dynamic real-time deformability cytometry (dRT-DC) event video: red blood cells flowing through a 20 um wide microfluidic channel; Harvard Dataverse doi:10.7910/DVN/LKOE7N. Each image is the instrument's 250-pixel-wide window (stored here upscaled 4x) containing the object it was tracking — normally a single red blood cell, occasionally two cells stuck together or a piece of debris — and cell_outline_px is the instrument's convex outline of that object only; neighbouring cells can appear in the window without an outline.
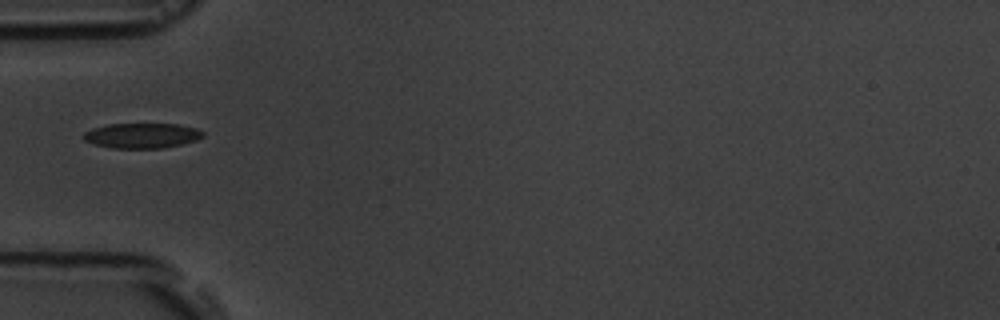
{"species": "common noctule bat (a hibernating species)", "species_latin": "Nyctalus noctula", "temperature_condition": "room temperature", "stored_images_in_passage": 4, "camera_frame_rate_fps": 3000, "um_per_image_px": 0.085, "animal": {"sex": "male", "body_mass_g": 19.5, "forearm_length_mm": 54.6}, "frame": {"image": 1, "passage_image": 1, "time_ms": 0.0, "image_size_px": [1000, 320], "cell_outline_px": [[204, 136], [196, 140], [164, 148], [112, 148], [92, 144], [84, 140], [84, 132], [92, 128], [108, 124], [180, 124], [196, 128], [204, 132]], "centroid_in_image_um": [12.06, 11.52], "position_along_channel_um": 72.9, "area_um2": 17.51}}
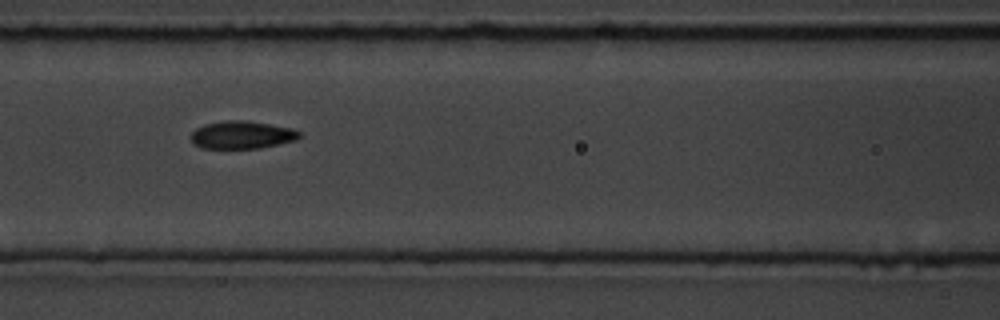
{"frame": {"image": 2, "passage_image": 3, "time_ms": 2.0, "image_size_px": [1000, 320], "cell_outline_px": [[304, 136], [296, 140], [260, 148], [200, 148], [192, 144], [192, 132], [196, 128], [204, 124], [228, 120], [248, 120], [292, 128], [300, 132]], "centroid_in_image_um": [20.58, 11.46], "position_along_channel_um": 146.0, "area_um2": 17.69}}
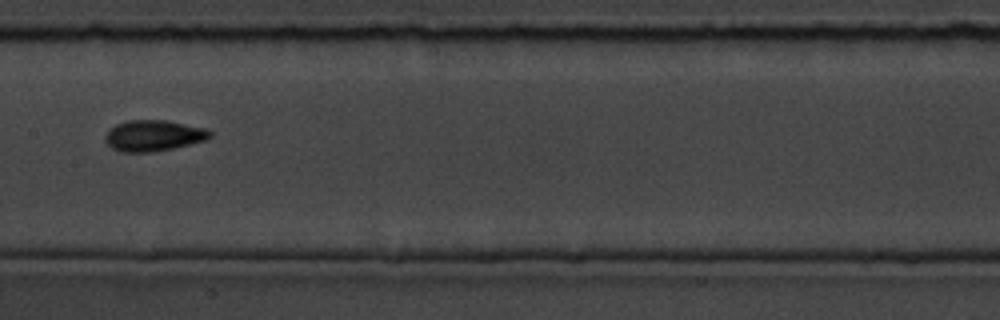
{"frame": {"image": 3, "passage_image": 4, "time_ms": 3.333, "image_size_px": [1000, 320], "cell_outline_px": [[212, 136], [204, 140], [172, 148], [152, 152], [120, 152], [112, 148], [104, 140], [104, 136], [116, 124], [128, 120], [168, 120], [204, 128], [212, 132]], "centroid_in_image_um": [13.02, 11.52], "position_along_channel_um": 194.4, "area_um2": 18.79}}